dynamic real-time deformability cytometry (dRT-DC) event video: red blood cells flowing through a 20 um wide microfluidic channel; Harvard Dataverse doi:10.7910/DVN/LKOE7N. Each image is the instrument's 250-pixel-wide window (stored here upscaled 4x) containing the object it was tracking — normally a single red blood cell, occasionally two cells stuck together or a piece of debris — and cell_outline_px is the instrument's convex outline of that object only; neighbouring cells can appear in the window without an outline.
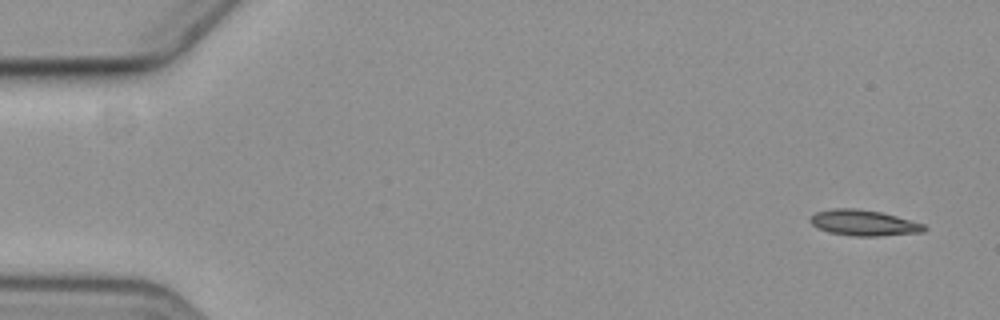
{"species": "common noctule bat (a hibernating species)", "species_latin": "Nyctalus noctula", "temperature_condition": "cold", "stored_images_in_passage": 5, "camera_frame_rate_fps": 3000, "um_per_image_px": 0.085, "animal": {"sex": "female", "body_mass_g": 19.3, "forearm_length_mm": 54.1}, "frame": {"image": 1, "passage_image": 1, "time_ms": 0.0, "image_size_px": [1000, 320], "cell_outline_px": [[928, 228], [924, 232], [880, 236], [852, 236], [828, 232], [816, 228], [812, 224], [812, 216], [816, 212], [832, 208], [856, 208], [880, 212], [896, 216], [924, 224]], "centroid_in_image_um": [73.43, 18.95], "position_along_channel_um": 11.6, "area_um2": 17.11}}